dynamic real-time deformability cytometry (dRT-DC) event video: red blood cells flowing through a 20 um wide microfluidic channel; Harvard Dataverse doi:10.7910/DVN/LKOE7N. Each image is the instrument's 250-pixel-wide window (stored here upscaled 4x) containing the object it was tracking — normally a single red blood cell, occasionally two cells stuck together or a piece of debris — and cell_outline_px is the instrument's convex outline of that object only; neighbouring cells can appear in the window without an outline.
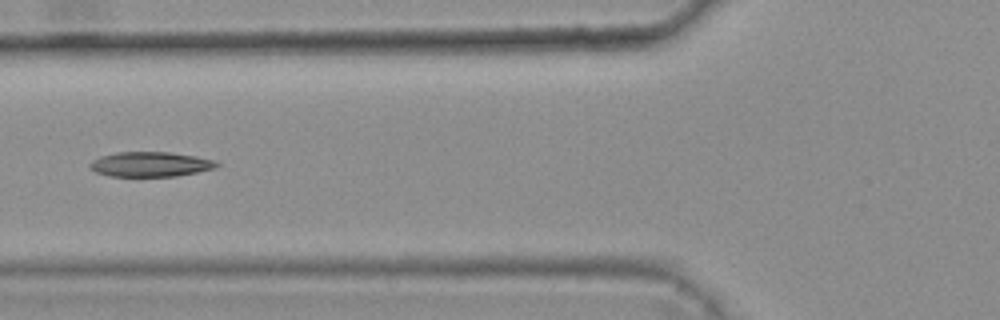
{"species": "common noctule bat (a hibernating species)", "species_latin": "Nyctalus noctula", "temperature_condition": "warm", "stored_images_in_passage": 6, "camera_frame_rate_fps": 3000, "um_per_image_px": 0.085, "animal": {"sex": "female", "body_mass_g": 25.1}, "frame": {"image": 1, "passage_image": 6, "time_ms": 1.667, "image_size_px": [1000, 320], "cell_outline_px": [[220, 164], [216, 168], [176, 176], [108, 176], [96, 172], [88, 168], [88, 164], [92, 160], [100, 156], [116, 152], [168, 152], [196, 156], [212, 160]], "centroid_in_image_um": [12.73, 13.96], "position_along_channel_um": 113.1, "area_um2": 18.38}}